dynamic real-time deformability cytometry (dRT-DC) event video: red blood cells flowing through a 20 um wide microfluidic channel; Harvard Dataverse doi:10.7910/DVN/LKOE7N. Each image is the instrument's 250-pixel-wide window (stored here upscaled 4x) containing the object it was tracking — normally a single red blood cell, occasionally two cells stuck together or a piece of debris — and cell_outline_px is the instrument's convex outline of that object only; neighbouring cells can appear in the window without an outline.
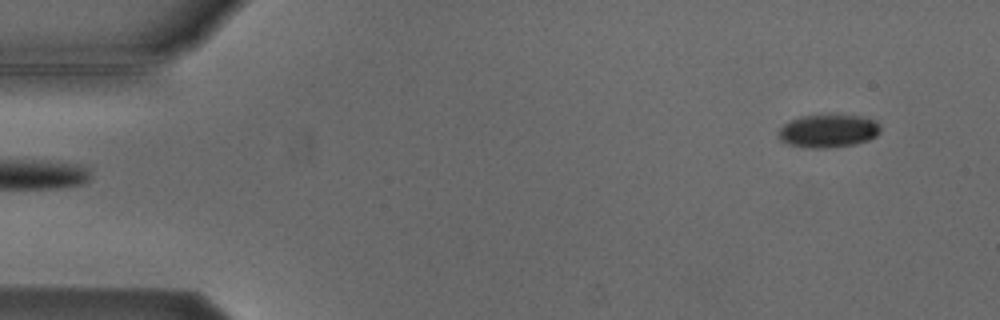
{"species": "Egyptian fruit bat (a non-hibernating species)", "species_latin": "Rousettus aegyptiacus", "temperature_condition": "cold", "stored_images_in_passage": 3, "segment_of_instrument_passage": [2, 2], "camera_frame_rate_fps": 3000, "um_per_image_px": 0.085, "animal": {"sex": "male"}, "frame": {"image": 1, "passage_image": 3, "time_ms": 3.333, "image_size_px": [1000, 320], "cell_outline_px": [[880, 132], [876, 136], [868, 140], [856, 144], [828, 148], [808, 148], [788, 144], [780, 140], [780, 128], [784, 124], [800, 116], [828, 112], [860, 116], [876, 120], [880, 128]], "centroid_in_image_um": [70.43, 11.09], "position_along_channel_um": 14.6, "area_um2": 20.23}}